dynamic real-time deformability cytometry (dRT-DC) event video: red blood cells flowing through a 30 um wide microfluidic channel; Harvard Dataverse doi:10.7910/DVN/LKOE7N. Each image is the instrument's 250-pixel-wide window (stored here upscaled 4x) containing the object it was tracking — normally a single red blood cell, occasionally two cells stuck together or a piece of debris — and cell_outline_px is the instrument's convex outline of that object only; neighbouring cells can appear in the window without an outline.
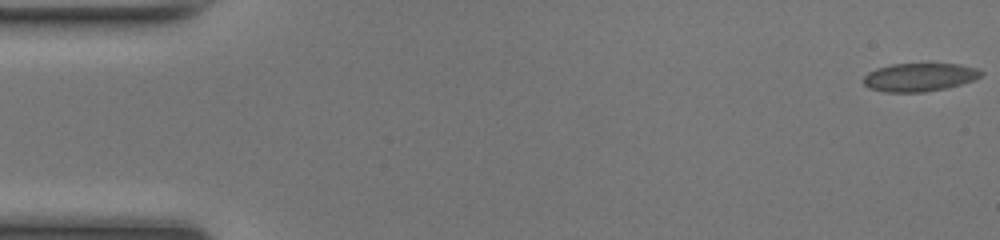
{"species": "common noctule bat (a hibernating species)", "species_latin": "Nyctalus noctula", "temperature_condition": "room temperature", "stored_images_in_passage": 50, "camera_frame_rate_fps": 3000, "um_per_image_px": 0.085, "animal": {"sex": "female", "body_mass_g": 17.0, "forearm_length_mm": 48.0}, "frame": {"image": 1, "passage_image": 1, "time_ms": 0.0, "image_size_px": [1000, 240], "cell_outline_px": [[984, 72], [980, 76], [972, 80], [948, 88], [924, 92], [884, 92], [868, 88], [860, 80], [868, 72], [876, 68], [892, 64], [960, 64], [976, 68]], "centroid_in_image_um": [78.1, 6.57], "position_along_channel_um": 6.9, "area_um2": 19.48}}
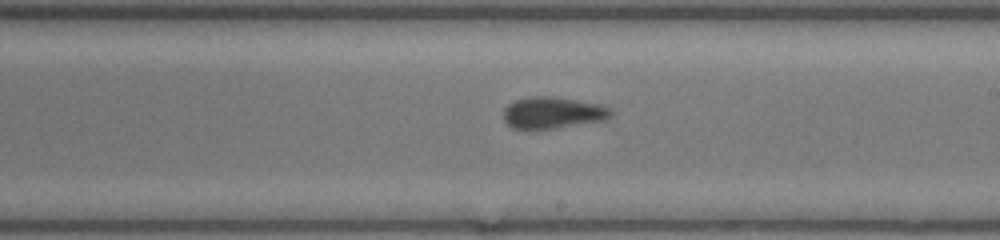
{"frame": {"image": 2, "passage_image": 29, "time_ms": 9.333, "image_size_px": [1000, 240], "cell_outline_px": [[612, 116], [608, 120], [556, 128], [512, 128], [504, 120], [504, 108], [508, 104], [516, 100], [528, 96], [552, 96], [600, 104], [608, 108], [612, 112]], "centroid_in_image_um": [47.01, 9.57], "position_along_channel_um": 242.0, "area_um2": 19.77}}
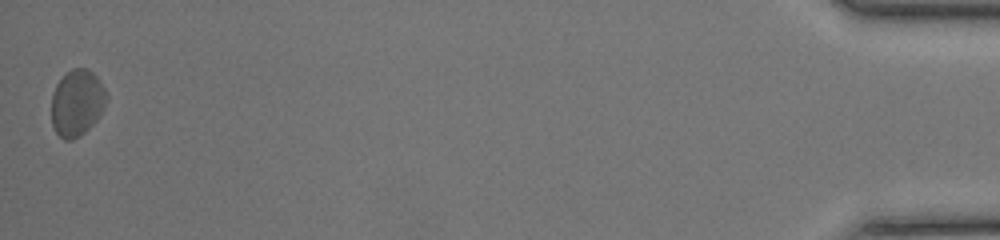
{"frame": {"image": 3, "passage_image": 50, "time_ms": 16.333, "image_size_px": [1000, 240], "cell_outline_px": [[108, 96], [104, 108], [100, 116], [80, 136], [72, 140], [64, 140], [56, 132], [52, 124], [52, 96], [56, 84], [72, 68], [88, 68], [96, 76], [104, 88]], "centroid_in_image_um": [6.55, 8.75], "position_along_channel_um": 428.6, "area_um2": 21.21}, "authors_computed_cell_mechanics": {"area_um2": 19.5075, "velocity_mm_per_s": 4.1378, "shape_relaxation_time_tau1_ms": 7.2936, "shape_relaxation_time_tau2_ms": 2.2528, "deformation_change_tau1": 0.1333, "deformation_change_tau2": 0.0782}}